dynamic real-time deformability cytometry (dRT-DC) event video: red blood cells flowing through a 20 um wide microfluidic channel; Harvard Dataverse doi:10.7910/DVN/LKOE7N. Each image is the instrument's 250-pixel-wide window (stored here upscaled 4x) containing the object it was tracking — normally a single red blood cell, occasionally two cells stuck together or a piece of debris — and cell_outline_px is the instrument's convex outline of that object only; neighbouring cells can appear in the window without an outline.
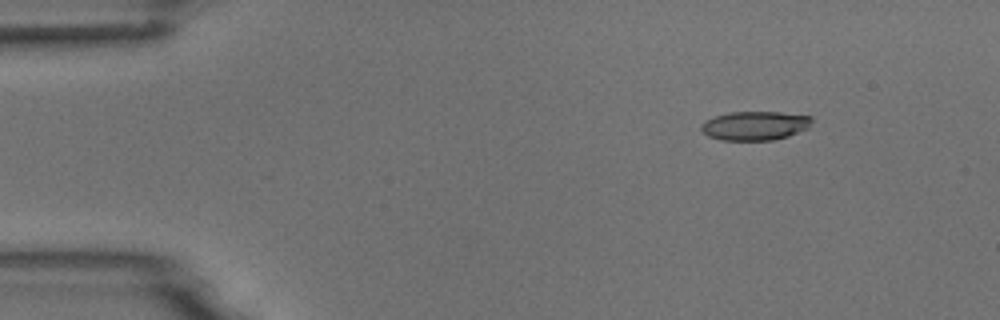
{"species": "common noctule bat (a hibernating species)", "species_latin": "Nyctalus noctula", "temperature_condition": "room temperature", "stored_images_in_passage": 48, "camera_frame_rate_fps": 3000, "um_per_image_px": 0.085, "animal": {"sex": "male", "body_mass_g": 18.8}, "frame": {"image": 1, "passage_image": 1, "time_ms": 0.0, "image_size_px": [1000, 320], "cell_outline_px": [[812, 120], [808, 128], [788, 136], [772, 140], [720, 140], [708, 136], [700, 128], [700, 124], [704, 120], [728, 112], [780, 112], [812, 116]], "centroid_in_image_um": [64.15, 10.68], "position_along_channel_um": 20.9, "area_um2": 18.73}}
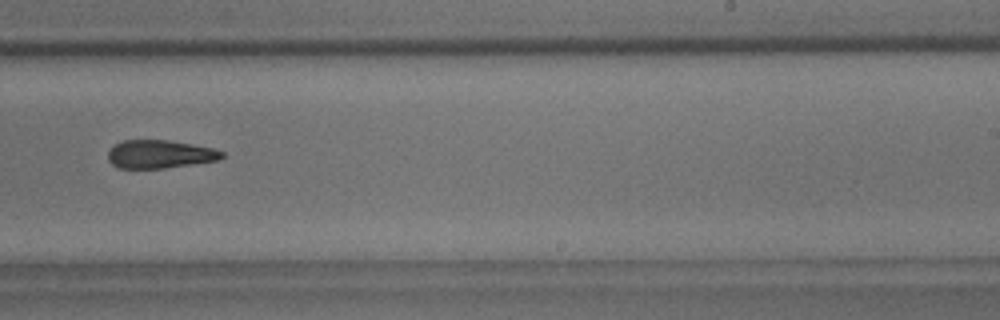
{"frame": {"image": 2, "passage_image": 28, "time_ms": 9.0, "image_size_px": [1000, 320], "cell_outline_px": [[224, 156], [220, 160], [164, 168], [120, 168], [112, 164], [108, 160], [108, 152], [116, 144], [124, 140], [168, 140], [192, 144], [212, 148], [224, 152]], "centroid_in_image_um": [13.6, 13.1], "position_along_channel_um": 275.4, "area_um2": 18.61}}
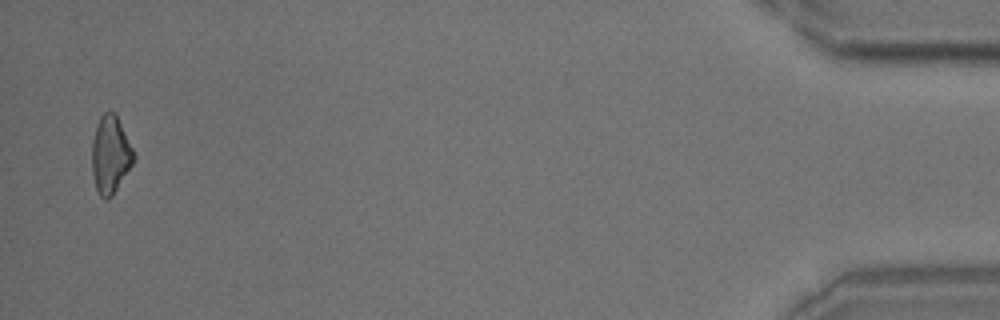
{"frame": {"image": 3, "passage_image": 47, "time_ms": 15.333, "image_size_px": [1000, 320], "cell_outline_px": [[136, 160], [112, 196], [108, 200], [104, 200], [100, 196], [96, 188], [92, 172], [92, 140], [96, 124], [100, 116], [104, 112], [116, 112], [136, 156]], "centroid_in_image_um": [9.39, 13.15], "position_along_channel_um": 425.8, "area_um2": 19.19}, "authors_computed_cell_mechanics": {"area_um2": 19.5942, "velocity_mm_per_s": 3.7446, "shape_relaxation_time_tau1_ms": 6.6455, "shape_relaxation_time_tau2_ms": 9.2691, "deformation_change_tau1": 0.1735, "deformation_change_tau2": 0.1981}}